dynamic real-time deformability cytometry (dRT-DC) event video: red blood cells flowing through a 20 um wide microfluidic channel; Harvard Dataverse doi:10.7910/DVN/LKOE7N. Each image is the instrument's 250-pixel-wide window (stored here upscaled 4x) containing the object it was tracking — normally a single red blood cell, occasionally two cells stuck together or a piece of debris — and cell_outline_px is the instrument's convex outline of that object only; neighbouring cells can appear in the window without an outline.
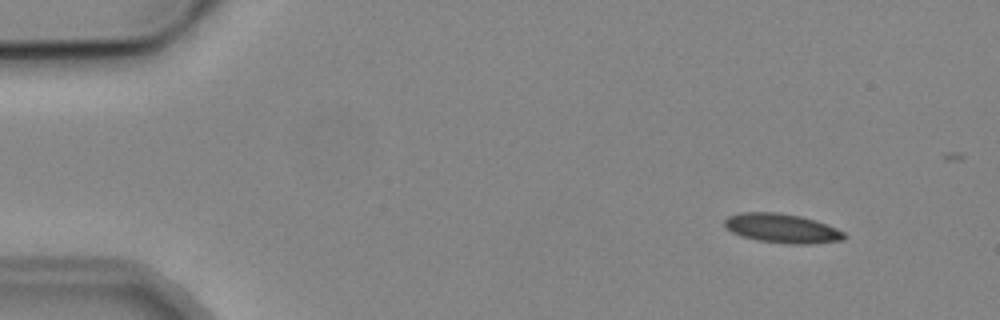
{"species": "common noctule bat (a hibernating species)", "species_latin": "Nyctalus noctula", "temperature_condition": "cold", "stored_images_in_passage": 13, "camera_frame_rate_fps": 3000, "um_per_image_px": 0.085, "animal": {"sex": "male", "body_mass_g": 19.2, "forearm_length_mm": 51.8}, "frame": {"image": 1, "passage_image": 1, "time_ms": 0.0, "image_size_px": [1000, 320], "cell_outline_px": [[848, 236], [844, 240], [812, 244], [788, 244], [756, 240], [740, 236], [732, 232], [724, 224], [724, 220], [728, 216], [744, 212], [776, 212], [800, 216], [836, 228], [844, 232]], "centroid_in_image_um": [66.48, 19.42], "position_along_channel_um": 18.5, "area_um2": 20.35}}